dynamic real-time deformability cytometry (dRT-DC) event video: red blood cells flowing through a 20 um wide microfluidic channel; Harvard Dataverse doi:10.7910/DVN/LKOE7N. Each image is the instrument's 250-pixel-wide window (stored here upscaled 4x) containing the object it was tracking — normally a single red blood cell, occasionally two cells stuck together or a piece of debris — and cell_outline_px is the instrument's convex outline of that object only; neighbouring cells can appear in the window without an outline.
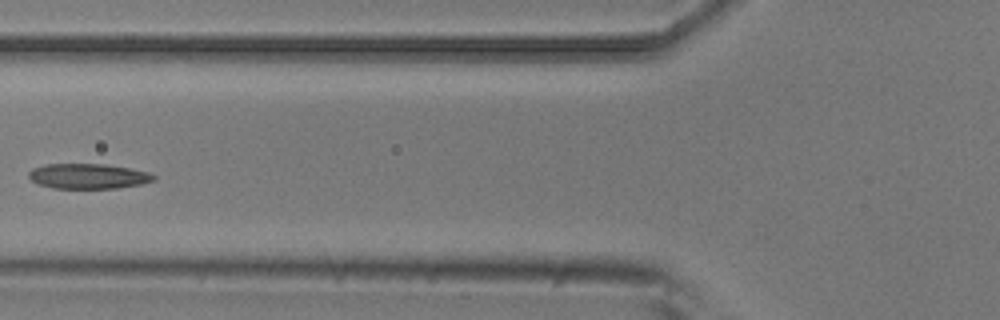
{"species": "common noctule bat (a hibernating species)", "species_latin": "Nyctalus noctula", "temperature_condition": "room temperature", "stored_images_in_passage": 7, "camera_frame_rate_fps": 3000, "um_per_image_px": 0.085, "animal": {"sex": "male", "body_mass_g": 20.5, "forearm_length_mm": 52.5}, "frame": {"image": 1, "passage_image": 6, "time_ms": 1.667, "image_size_px": [1000, 320], "cell_outline_px": [[156, 180], [140, 184], [116, 188], [52, 188], [36, 184], [28, 176], [28, 172], [32, 168], [44, 164], [104, 164], [128, 168], [148, 172], [156, 176]], "centroid_in_image_um": [7.46, 14.97], "position_along_channel_um": 118.3, "area_um2": 18.32}}
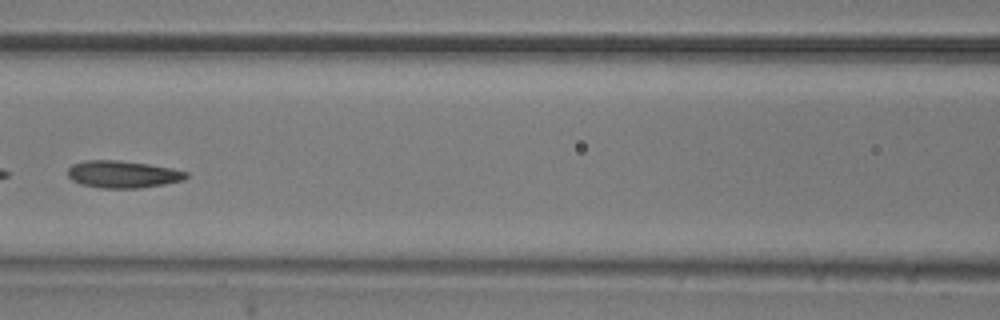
{"frame": {"image": 2, "passage_image": 7, "time_ms": 2.0, "image_size_px": [1000, 320], "cell_outline_px": [[188, 176], [184, 180], [164, 184], [140, 188], [100, 188], [80, 184], [72, 180], [68, 176], [68, 168], [72, 164], [84, 160], [116, 160], [148, 164], [172, 168], [188, 172]], "centroid_in_image_um": [10.42, 14.81], "position_along_channel_um": 156.2, "area_um2": 18.84}}